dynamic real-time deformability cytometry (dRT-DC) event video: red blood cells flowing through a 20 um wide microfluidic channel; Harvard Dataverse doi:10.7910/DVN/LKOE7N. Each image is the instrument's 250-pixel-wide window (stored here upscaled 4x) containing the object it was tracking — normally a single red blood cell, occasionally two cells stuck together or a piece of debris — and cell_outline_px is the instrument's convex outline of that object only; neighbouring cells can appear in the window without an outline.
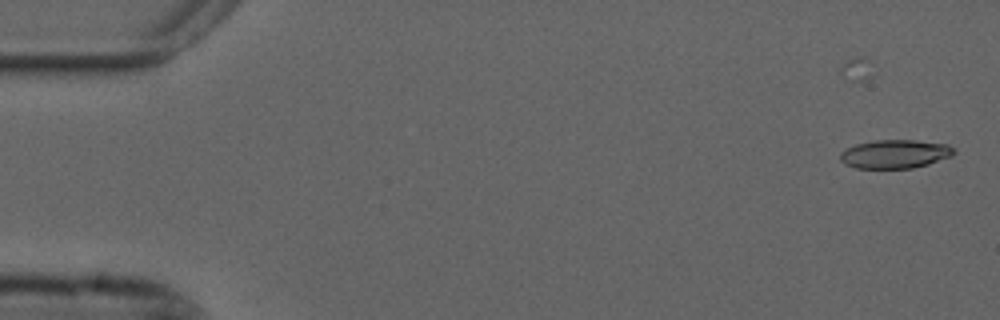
{"species": "common noctule bat (a hibernating species)", "species_latin": "Nyctalus noctula", "temperature_condition": "cold", "stored_images_in_passage": 20, "camera_frame_rate_fps": 3000, "um_per_image_px": 0.085, "animal": {"sex": "male", "forearm_length_mm": 52.5}, "frame": {"image": 1, "passage_image": 1, "time_ms": 0.0, "image_size_px": [1000, 320], "cell_outline_px": [[956, 152], [952, 156], [928, 164], [912, 168], [856, 168], [844, 164], [840, 160], [840, 152], [856, 144], [872, 140], [916, 140], [948, 144]], "centroid_in_image_um": [76.07, 13.09], "position_along_channel_um": 8.9, "area_um2": 19.02}}
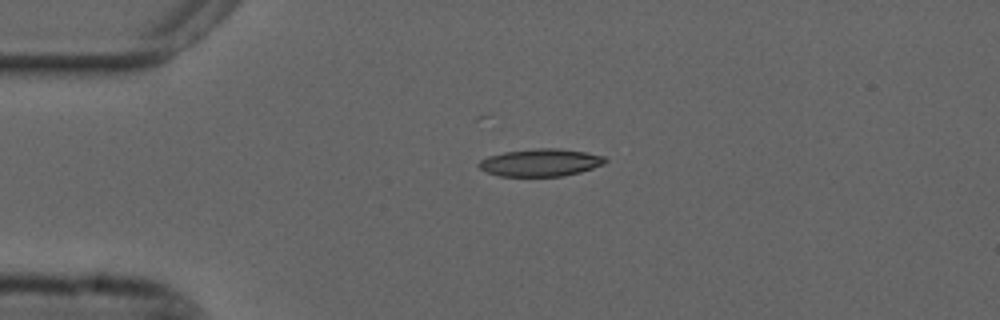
{"frame": {"image": 2, "passage_image": 12, "time_ms": 3.667, "image_size_px": [1000, 320], "cell_outline_px": [[608, 160], [604, 164], [580, 172], [564, 176], [500, 176], [488, 172], [480, 168], [476, 164], [480, 160], [488, 156], [504, 152], [540, 148], [560, 148], [584, 152], [604, 156]], "centroid_in_image_um": [45.95, 13.82], "position_along_channel_um": 39.1, "area_um2": 20.17}}
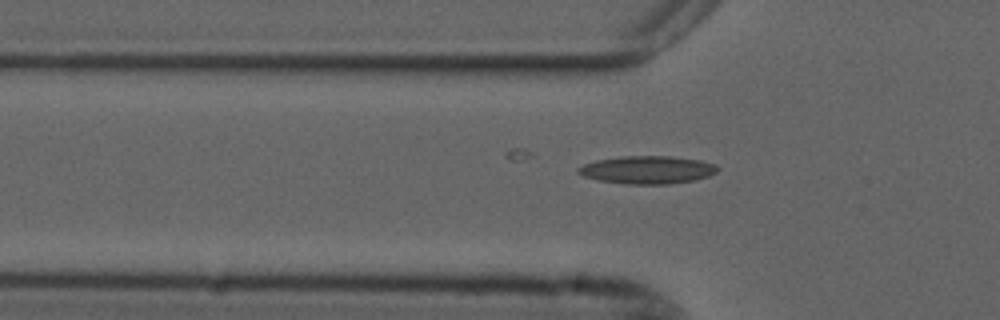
{"frame": {"image": 3, "passage_image": 17, "time_ms": 5.333, "image_size_px": [1000, 320], "cell_outline_px": [[720, 168], [716, 172], [708, 176], [692, 180], [668, 184], [624, 184], [600, 180], [584, 176], [576, 172], [576, 168], [584, 164], [596, 160], [620, 156], [672, 156], [700, 160], [716, 164]], "centroid_in_image_um": [55.02, 14.43], "position_along_channel_um": 70.8, "area_um2": 22.66}}